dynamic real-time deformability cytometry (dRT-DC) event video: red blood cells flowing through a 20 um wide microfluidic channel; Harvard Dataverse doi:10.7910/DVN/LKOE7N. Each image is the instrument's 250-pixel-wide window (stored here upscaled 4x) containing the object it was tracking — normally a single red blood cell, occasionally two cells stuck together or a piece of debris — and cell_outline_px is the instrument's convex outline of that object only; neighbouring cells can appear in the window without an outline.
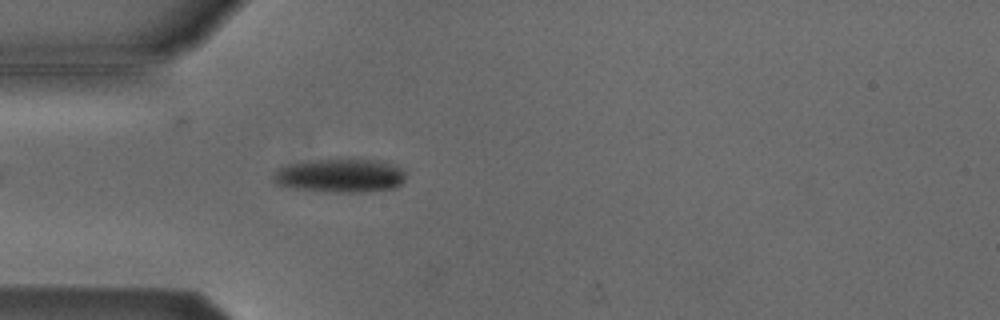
{"species": "Egyptian fruit bat (a non-hibernating species)", "species_latin": "Rousettus aegyptiacus", "temperature_condition": "cold", "stored_images_in_passage": 38, "camera_frame_rate_fps": 3000, "um_per_image_px": 0.085, "animal": {"sex": "male"}, "frame": {"image": 1, "passage_image": 5, "time_ms": 1.333, "image_size_px": [1000, 320], "cell_outline_px": [[404, 180], [400, 184], [392, 188], [368, 192], [332, 192], [296, 188], [276, 184], [272, 180], [272, 176], [276, 168], [288, 164], [340, 156], [384, 160], [400, 168], [404, 172]], "centroid_in_image_um": [28.91, 14.87], "position_along_channel_um": 56.1, "area_um2": 26.88}}
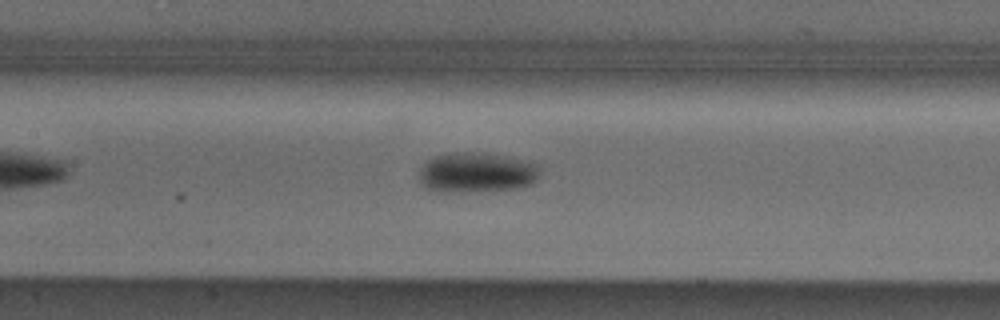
{"frame": {"image": 2, "passage_image": 14, "time_ms": 4.333, "image_size_px": [1000, 320], "cell_outline_px": [[536, 180], [532, 184], [516, 188], [444, 192], [428, 188], [420, 180], [420, 168], [424, 160], [432, 156], [452, 152], [468, 152], [504, 156], [524, 160], [536, 164]], "centroid_in_image_um": [40.43, 14.64], "position_along_channel_um": 167.0, "area_um2": 27.57}}
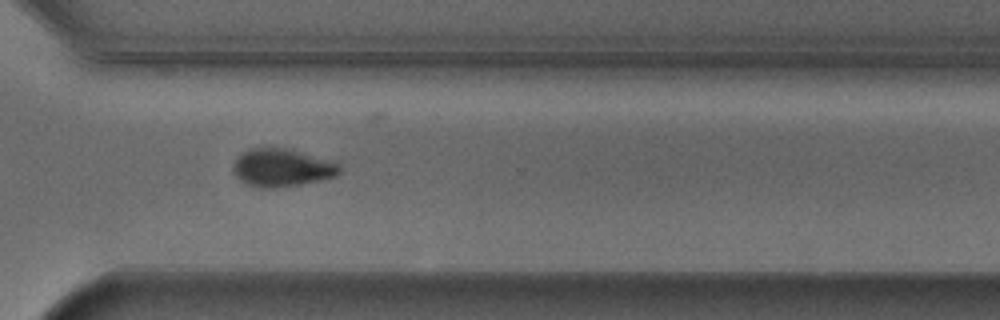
{"frame": {"image": 3, "passage_image": 28, "time_ms": 9.0, "image_size_px": [1000, 320], "cell_outline_px": [[340, 172], [336, 176], [320, 180], [300, 184], [272, 188], [260, 188], [244, 184], [232, 172], [232, 168], [236, 160], [248, 148], [292, 148], [332, 160], [340, 164]], "centroid_in_image_um": [23.98, 14.25], "position_along_channel_um": 346.6, "area_um2": 23.76}, "authors_computed_cell_mechanics": {"area_um2": 25.6632, "velocity_mm_per_s": 3.8536, "shape_relaxation_time_tau1_ms": 4.8517, "shape_relaxation_time_tau2_ms": null, "deformation_change_tau1": 0.1326, "deformation_change_tau2": null}}